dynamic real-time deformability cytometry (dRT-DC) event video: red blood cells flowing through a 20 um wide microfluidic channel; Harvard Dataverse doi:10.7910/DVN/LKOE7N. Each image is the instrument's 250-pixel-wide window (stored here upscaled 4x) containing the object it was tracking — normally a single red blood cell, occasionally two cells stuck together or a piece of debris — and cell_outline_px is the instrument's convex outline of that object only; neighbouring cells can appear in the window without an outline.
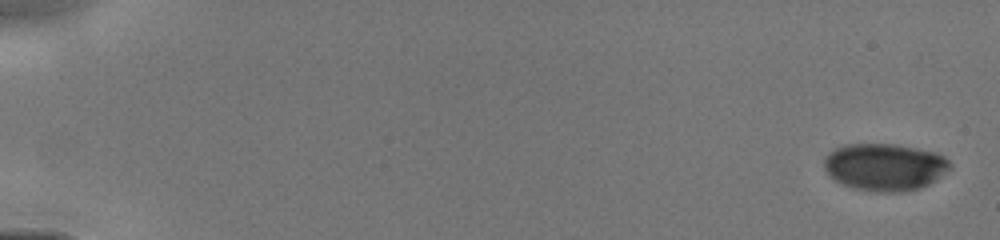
{"species": "human", "species_latin": "Homo sapiens", "temperature_condition": "cold", "stored_images_in_passage": 11, "camera_frame_rate_fps": 3000, "um_per_image_px": 0.085, "donor": {"sex": "male"}, "frame": {"image": 1, "passage_image": 1, "time_ms": 0.0, "image_size_px": [1000, 240], "cell_outline_px": [[952, 168], [936, 180], [920, 188], [904, 192], [876, 192], [852, 188], [840, 184], [828, 176], [824, 168], [824, 156], [836, 148], [844, 144], [896, 144], [936, 152], [944, 156], [952, 164]], "centroid_in_image_um": [75.2, 14.2], "position_along_channel_um": 9.8, "area_um2": 35.2}}
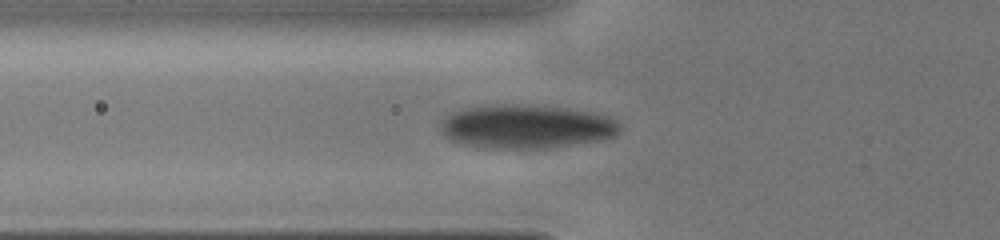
{"frame": {"image": 2, "passage_image": 6, "time_ms": 5.667, "image_size_px": [1000, 240], "cell_outline_px": [[620, 128], [616, 136], [600, 140], [572, 144], [540, 148], [480, 148], [448, 140], [440, 132], [440, 124], [452, 112], [464, 108], [484, 104], [544, 104], [596, 112], [608, 116], [616, 120], [620, 124]], "centroid_in_image_um": [44.72, 10.73], "position_along_channel_um": 81.1, "area_um2": 46.59}}
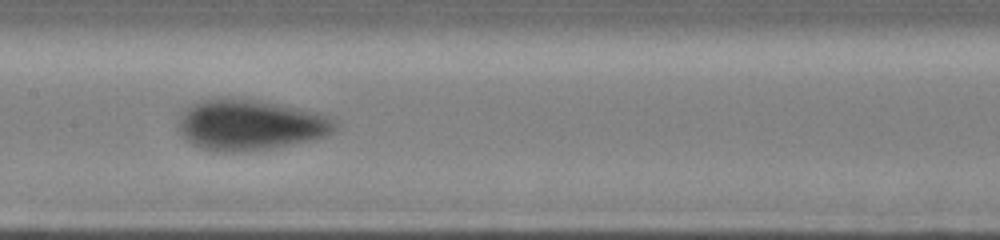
{"frame": {"image": 3, "passage_image": 10, "time_ms": 8.0, "image_size_px": [1000, 240], "cell_outline_px": [[336, 128], [332, 132], [324, 136], [312, 140], [268, 148], [232, 152], [216, 152], [200, 148], [192, 144], [176, 128], [180, 112], [184, 108], [192, 104], [216, 96], [240, 96], [320, 112], [336, 120]], "centroid_in_image_um": [21.21, 10.57], "position_along_channel_um": 186.2, "area_um2": 47.05}}